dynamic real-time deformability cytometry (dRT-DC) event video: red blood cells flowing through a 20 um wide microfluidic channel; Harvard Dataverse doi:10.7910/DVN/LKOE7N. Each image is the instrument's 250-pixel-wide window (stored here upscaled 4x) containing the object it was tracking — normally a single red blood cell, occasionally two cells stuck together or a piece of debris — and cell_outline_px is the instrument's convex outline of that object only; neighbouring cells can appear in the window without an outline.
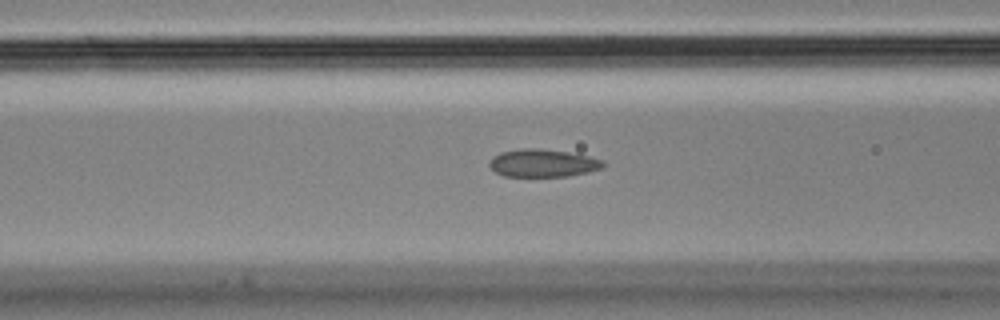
{"species": "Egyptian fruit bat (a non-hibernating species)", "species_latin": "Rousettus aegyptiacus", "temperature_condition": "cold", "stored_images_in_passage": 53, "camera_frame_rate_fps": 3000, "um_per_image_px": 0.085, "animal": {"sex": "male"}, "frame": {"image": 1, "passage_image": 20, "time_ms": 6.333, "image_size_px": [1000, 320], "cell_outline_px": [[608, 164], [604, 168], [588, 172], [568, 176], [504, 176], [496, 172], [488, 164], [492, 156], [500, 152], [520, 148], [540, 148], [568, 152], [588, 156], [604, 160]], "centroid_in_image_um": [46.17, 13.85], "position_along_channel_um": 120.4, "area_um2": 18.61}}
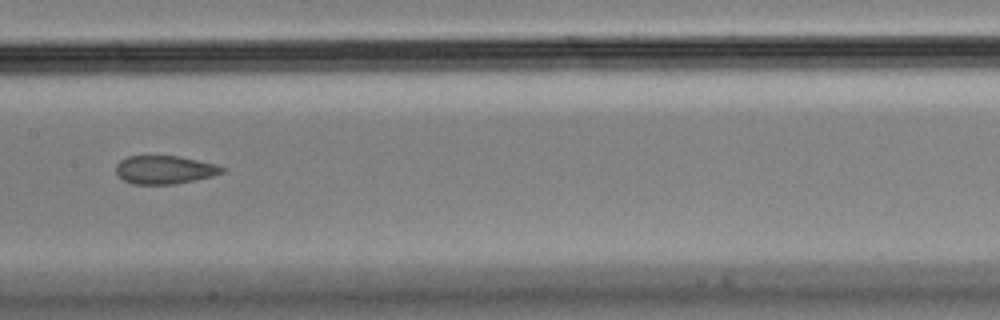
{"frame": {"image": 2, "passage_image": 26, "time_ms": 8.333, "image_size_px": [1000, 320], "cell_outline_px": [[228, 168], [224, 172], [212, 176], [172, 184], [132, 184], [124, 180], [116, 172], [116, 164], [120, 160], [128, 156], [180, 156], [216, 164]], "centroid_in_image_um": [14.01, 14.42], "position_along_channel_um": 193.4, "area_um2": 17.46}}
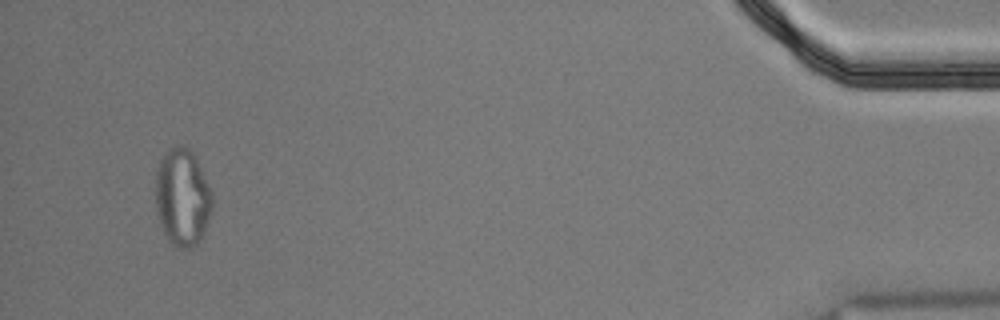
{"frame": {"image": 3, "passage_image": 51, "time_ms": 16.667, "image_size_px": [1000, 320], "cell_outline_px": [[212, 208], [208, 220], [196, 244], [188, 248], [176, 248], [168, 240], [160, 224], [156, 212], [156, 172], [160, 160], [164, 152], [168, 148], [176, 144], [184, 144], [192, 152], [212, 192]], "centroid_in_image_um": [15.47, 16.74], "position_along_channel_um": 419.7, "area_um2": 32.02}, "authors_computed_cell_mechanics": {"area_um2": 18.785, "velocity_mm_per_s": 3.6377, "shape_relaxation_time_tau1_ms": null, "shape_relaxation_time_tau2_ms": 1.5522, "deformation_change_tau1": null, "deformation_change_tau2": 0.079}}